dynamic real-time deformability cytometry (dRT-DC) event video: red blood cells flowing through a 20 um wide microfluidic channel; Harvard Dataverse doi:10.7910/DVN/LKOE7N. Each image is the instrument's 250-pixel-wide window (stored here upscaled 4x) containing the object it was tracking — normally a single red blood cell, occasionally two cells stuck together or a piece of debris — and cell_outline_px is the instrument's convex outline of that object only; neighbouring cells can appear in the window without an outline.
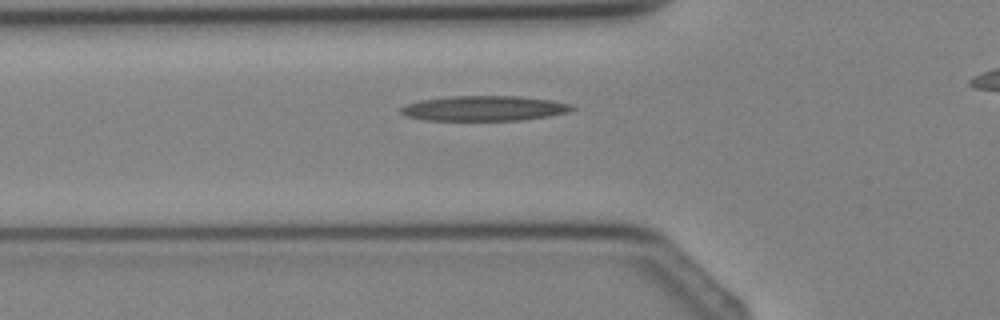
{"species": "Egyptian fruit bat (a non-hibernating species)", "species_latin": "Rousettus aegyptiacus", "temperature_condition": "cold", "stored_images_in_passage": 3, "camera_frame_rate_fps": 3000, "um_per_image_px": 0.085, "animal": {"sex": "female"}, "frame": {"image": 1, "passage_image": 2, "time_ms": 2.0, "image_size_px": [1000, 320], "cell_outline_px": [[576, 108], [568, 112], [548, 116], [524, 120], [424, 120], [404, 116], [400, 112], [400, 108], [404, 104], [420, 100], [448, 96], [516, 96], [552, 100], [572, 104]], "centroid_in_image_um": [41.12, 9.21], "position_along_channel_um": 84.7, "area_um2": 25.2}}